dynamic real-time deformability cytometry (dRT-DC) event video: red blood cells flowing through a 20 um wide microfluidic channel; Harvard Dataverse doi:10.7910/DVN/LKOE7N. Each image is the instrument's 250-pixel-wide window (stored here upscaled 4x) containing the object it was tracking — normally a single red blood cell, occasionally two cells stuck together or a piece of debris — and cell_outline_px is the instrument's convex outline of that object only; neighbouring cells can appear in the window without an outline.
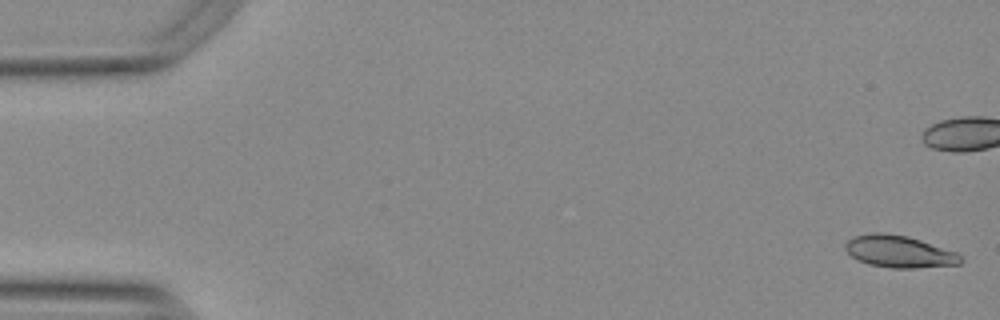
{"species": "Egyptian fruit bat (a non-hibernating species)", "species_latin": "Rousettus aegyptiacus", "temperature_condition": "warm", "stored_images_in_passage": 43, "camera_frame_rate_fps": 3000, "um_per_image_px": 0.085, "animal": {"sex": "female"}, "frame": {"image": 1, "passage_image": 1, "time_ms": 0.0, "image_size_px": [1000, 320], "cell_outline_px": [[964, 260], [960, 264], [916, 268], [892, 268], [868, 264], [852, 256], [844, 248], [844, 244], [848, 240], [856, 236], [872, 232], [884, 232], [908, 236], [956, 252]], "centroid_in_image_um": [76.43, 21.38], "position_along_channel_um": 8.6, "area_um2": 21.44}}
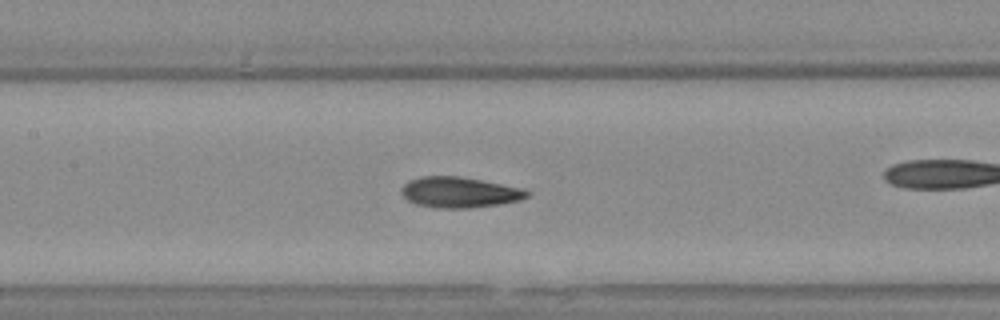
{"frame": {"image": 2, "passage_image": 25, "time_ms": 8.0, "image_size_px": [1000, 320], "cell_outline_px": [[532, 192], [528, 196], [520, 200], [500, 204], [468, 208], [440, 208], [416, 204], [408, 200], [400, 192], [400, 188], [408, 180], [420, 176], [460, 176], [500, 184]], "centroid_in_image_um": [38.99, 16.34], "position_along_channel_um": 168.4, "area_um2": 22.25}}